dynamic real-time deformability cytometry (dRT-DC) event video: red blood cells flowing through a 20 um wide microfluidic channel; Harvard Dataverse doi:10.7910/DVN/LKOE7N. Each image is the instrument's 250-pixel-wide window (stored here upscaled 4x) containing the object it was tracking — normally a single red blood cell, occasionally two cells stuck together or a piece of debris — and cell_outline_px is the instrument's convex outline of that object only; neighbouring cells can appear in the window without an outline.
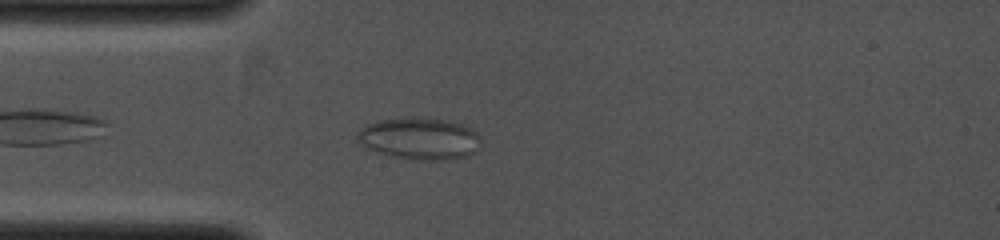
{"species": "common noctule bat (a hibernating species)", "species_latin": "Nyctalus noctula", "temperature_condition": "cold", "stored_images_in_passage": 35, "camera_frame_rate_fps": 4000, "um_per_image_px": 0.085, "animal": {"sex": "female", "body_mass_g": 19.0, "forearm_length_mm": 53.3}, "frame": {"image": 1, "passage_image": 4, "time_ms": 0.75, "image_size_px": [1000, 240], "cell_outline_px": [[480, 148], [476, 152], [468, 156], [452, 160], [424, 160], [392, 156], [376, 152], [360, 144], [356, 136], [356, 132], [360, 128], [368, 124], [380, 120], [412, 116], [448, 120], [472, 128], [480, 136]], "centroid_in_image_um": [35.69, 11.77], "position_along_channel_um": 49.3, "area_um2": 30.63}}
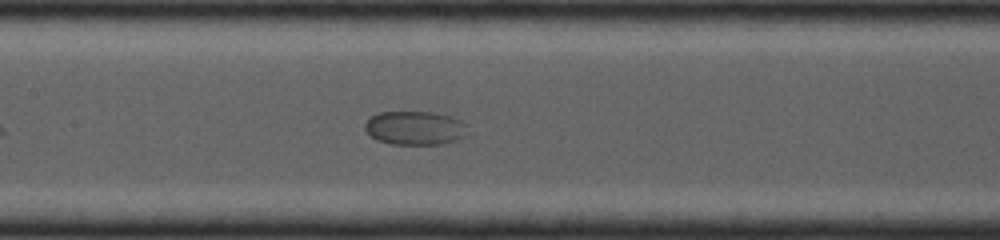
{"frame": {"image": 2, "passage_image": 13, "time_ms": 3.0, "image_size_px": [1000, 240], "cell_outline_px": [[468, 124], [464, 136], [456, 140], [440, 144], [392, 144], [376, 140], [364, 128], [364, 124], [372, 116], [380, 112], [432, 112], [448, 116], [460, 120]], "centroid_in_image_um": [35.27, 10.88], "position_along_channel_um": 172.1, "area_um2": 20.06}}
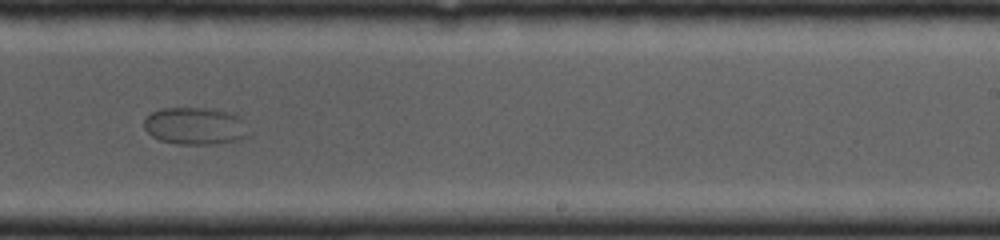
{"frame": {"image": 3, "passage_image": 20, "time_ms": 4.75, "image_size_px": [1000, 240], "cell_outline_px": [[252, 136], [240, 140], [208, 144], [176, 144], [160, 140], [152, 136], [144, 128], [144, 120], [152, 112], [160, 108], [212, 108], [232, 112], [240, 116], [244, 120], [252, 132]], "centroid_in_image_um": [16.68, 10.7], "position_along_channel_um": 272.3, "area_um2": 23.29}}